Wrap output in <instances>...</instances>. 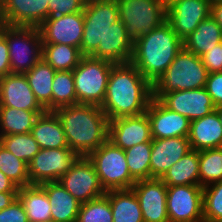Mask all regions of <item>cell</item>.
I'll use <instances>...</instances> for the list:
<instances>
[{
  "label": "cell",
  "mask_w": 222,
  "mask_h": 222,
  "mask_svg": "<svg viewBox=\"0 0 222 222\" xmlns=\"http://www.w3.org/2000/svg\"><path fill=\"white\" fill-rule=\"evenodd\" d=\"M215 110L217 112V115L219 117L220 123L222 125V106L216 107Z\"/></svg>",
  "instance_id": "48"
},
{
  "label": "cell",
  "mask_w": 222,
  "mask_h": 222,
  "mask_svg": "<svg viewBox=\"0 0 222 222\" xmlns=\"http://www.w3.org/2000/svg\"><path fill=\"white\" fill-rule=\"evenodd\" d=\"M51 205V220L54 222H76L81 203L78 202L59 181L40 184Z\"/></svg>",
  "instance_id": "24"
},
{
  "label": "cell",
  "mask_w": 222,
  "mask_h": 222,
  "mask_svg": "<svg viewBox=\"0 0 222 222\" xmlns=\"http://www.w3.org/2000/svg\"><path fill=\"white\" fill-rule=\"evenodd\" d=\"M119 19L126 33L134 42L166 21V5L163 0H116Z\"/></svg>",
  "instance_id": "9"
},
{
  "label": "cell",
  "mask_w": 222,
  "mask_h": 222,
  "mask_svg": "<svg viewBox=\"0 0 222 222\" xmlns=\"http://www.w3.org/2000/svg\"><path fill=\"white\" fill-rule=\"evenodd\" d=\"M113 222H144L137 196L132 189L110 190Z\"/></svg>",
  "instance_id": "30"
},
{
  "label": "cell",
  "mask_w": 222,
  "mask_h": 222,
  "mask_svg": "<svg viewBox=\"0 0 222 222\" xmlns=\"http://www.w3.org/2000/svg\"><path fill=\"white\" fill-rule=\"evenodd\" d=\"M210 11L211 4L207 0H176L166 7V20L177 36L184 40L210 16Z\"/></svg>",
  "instance_id": "14"
},
{
  "label": "cell",
  "mask_w": 222,
  "mask_h": 222,
  "mask_svg": "<svg viewBox=\"0 0 222 222\" xmlns=\"http://www.w3.org/2000/svg\"><path fill=\"white\" fill-rule=\"evenodd\" d=\"M58 181L81 204L106 194L87 156H80Z\"/></svg>",
  "instance_id": "12"
},
{
  "label": "cell",
  "mask_w": 222,
  "mask_h": 222,
  "mask_svg": "<svg viewBox=\"0 0 222 222\" xmlns=\"http://www.w3.org/2000/svg\"><path fill=\"white\" fill-rule=\"evenodd\" d=\"M146 114L151 124L153 139L189 136L191 121L168 109L159 99L152 98Z\"/></svg>",
  "instance_id": "17"
},
{
  "label": "cell",
  "mask_w": 222,
  "mask_h": 222,
  "mask_svg": "<svg viewBox=\"0 0 222 222\" xmlns=\"http://www.w3.org/2000/svg\"><path fill=\"white\" fill-rule=\"evenodd\" d=\"M151 124L145 113L115 118L108 124V140L126 150L143 142H152Z\"/></svg>",
  "instance_id": "16"
},
{
  "label": "cell",
  "mask_w": 222,
  "mask_h": 222,
  "mask_svg": "<svg viewBox=\"0 0 222 222\" xmlns=\"http://www.w3.org/2000/svg\"><path fill=\"white\" fill-rule=\"evenodd\" d=\"M203 220L222 221V181L203 187Z\"/></svg>",
  "instance_id": "39"
},
{
  "label": "cell",
  "mask_w": 222,
  "mask_h": 222,
  "mask_svg": "<svg viewBox=\"0 0 222 222\" xmlns=\"http://www.w3.org/2000/svg\"><path fill=\"white\" fill-rule=\"evenodd\" d=\"M86 0H45L48 17L69 15L84 10Z\"/></svg>",
  "instance_id": "40"
},
{
  "label": "cell",
  "mask_w": 222,
  "mask_h": 222,
  "mask_svg": "<svg viewBox=\"0 0 222 222\" xmlns=\"http://www.w3.org/2000/svg\"><path fill=\"white\" fill-rule=\"evenodd\" d=\"M207 93L211 96L215 107L222 106V73H209L205 84Z\"/></svg>",
  "instance_id": "42"
},
{
  "label": "cell",
  "mask_w": 222,
  "mask_h": 222,
  "mask_svg": "<svg viewBox=\"0 0 222 222\" xmlns=\"http://www.w3.org/2000/svg\"><path fill=\"white\" fill-rule=\"evenodd\" d=\"M18 192H0V210L8 207L16 198Z\"/></svg>",
  "instance_id": "46"
},
{
  "label": "cell",
  "mask_w": 222,
  "mask_h": 222,
  "mask_svg": "<svg viewBox=\"0 0 222 222\" xmlns=\"http://www.w3.org/2000/svg\"><path fill=\"white\" fill-rule=\"evenodd\" d=\"M0 107L46 111L32 92L25 74L11 73L0 78Z\"/></svg>",
  "instance_id": "20"
},
{
  "label": "cell",
  "mask_w": 222,
  "mask_h": 222,
  "mask_svg": "<svg viewBox=\"0 0 222 222\" xmlns=\"http://www.w3.org/2000/svg\"><path fill=\"white\" fill-rule=\"evenodd\" d=\"M105 191L131 189L135 180L131 177L125 151L106 140L88 156Z\"/></svg>",
  "instance_id": "7"
},
{
  "label": "cell",
  "mask_w": 222,
  "mask_h": 222,
  "mask_svg": "<svg viewBox=\"0 0 222 222\" xmlns=\"http://www.w3.org/2000/svg\"><path fill=\"white\" fill-rule=\"evenodd\" d=\"M0 222H29L26 211L18 198L8 207L0 210Z\"/></svg>",
  "instance_id": "41"
},
{
  "label": "cell",
  "mask_w": 222,
  "mask_h": 222,
  "mask_svg": "<svg viewBox=\"0 0 222 222\" xmlns=\"http://www.w3.org/2000/svg\"><path fill=\"white\" fill-rule=\"evenodd\" d=\"M168 109L190 121L202 118L215 110V105L205 87L193 90L173 91L159 99Z\"/></svg>",
  "instance_id": "18"
},
{
  "label": "cell",
  "mask_w": 222,
  "mask_h": 222,
  "mask_svg": "<svg viewBox=\"0 0 222 222\" xmlns=\"http://www.w3.org/2000/svg\"><path fill=\"white\" fill-rule=\"evenodd\" d=\"M174 1H176V0H163V2L165 3L166 7H167L170 3L174 2Z\"/></svg>",
  "instance_id": "50"
},
{
  "label": "cell",
  "mask_w": 222,
  "mask_h": 222,
  "mask_svg": "<svg viewBox=\"0 0 222 222\" xmlns=\"http://www.w3.org/2000/svg\"><path fill=\"white\" fill-rule=\"evenodd\" d=\"M11 74L9 49L6 38L0 33V78Z\"/></svg>",
  "instance_id": "44"
},
{
  "label": "cell",
  "mask_w": 222,
  "mask_h": 222,
  "mask_svg": "<svg viewBox=\"0 0 222 222\" xmlns=\"http://www.w3.org/2000/svg\"><path fill=\"white\" fill-rule=\"evenodd\" d=\"M188 140L192 150L220 148L222 125L216 110L202 118L191 121Z\"/></svg>",
  "instance_id": "23"
},
{
  "label": "cell",
  "mask_w": 222,
  "mask_h": 222,
  "mask_svg": "<svg viewBox=\"0 0 222 222\" xmlns=\"http://www.w3.org/2000/svg\"><path fill=\"white\" fill-rule=\"evenodd\" d=\"M133 43L126 33L125 25L119 19L110 25L103 47H98L91 56L114 64L128 63L132 59Z\"/></svg>",
  "instance_id": "22"
},
{
  "label": "cell",
  "mask_w": 222,
  "mask_h": 222,
  "mask_svg": "<svg viewBox=\"0 0 222 222\" xmlns=\"http://www.w3.org/2000/svg\"><path fill=\"white\" fill-rule=\"evenodd\" d=\"M83 14L80 52L82 56H91L98 47H103L110 25L119 20V8L116 0H86Z\"/></svg>",
  "instance_id": "8"
},
{
  "label": "cell",
  "mask_w": 222,
  "mask_h": 222,
  "mask_svg": "<svg viewBox=\"0 0 222 222\" xmlns=\"http://www.w3.org/2000/svg\"><path fill=\"white\" fill-rule=\"evenodd\" d=\"M38 28L43 44H67L80 49L84 28L83 11L48 17Z\"/></svg>",
  "instance_id": "13"
},
{
  "label": "cell",
  "mask_w": 222,
  "mask_h": 222,
  "mask_svg": "<svg viewBox=\"0 0 222 222\" xmlns=\"http://www.w3.org/2000/svg\"><path fill=\"white\" fill-rule=\"evenodd\" d=\"M153 98V85L131 63L112 66L102 111L108 120L146 112Z\"/></svg>",
  "instance_id": "1"
},
{
  "label": "cell",
  "mask_w": 222,
  "mask_h": 222,
  "mask_svg": "<svg viewBox=\"0 0 222 222\" xmlns=\"http://www.w3.org/2000/svg\"><path fill=\"white\" fill-rule=\"evenodd\" d=\"M0 171L19 188L30 185L28 164L17 158L0 143Z\"/></svg>",
  "instance_id": "37"
},
{
  "label": "cell",
  "mask_w": 222,
  "mask_h": 222,
  "mask_svg": "<svg viewBox=\"0 0 222 222\" xmlns=\"http://www.w3.org/2000/svg\"><path fill=\"white\" fill-rule=\"evenodd\" d=\"M55 73L56 70L43 59L25 73L32 92L46 111H52V84Z\"/></svg>",
  "instance_id": "28"
},
{
  "label": "cell",
  "mask_w": 222,
  "mask_h": 222,
  "mask_svg": "<svg viewBox=\"0 0 222 222\" xmlns=\"http://www.w3.org/2000/svg\"><path fill=\"white\" fill-rule=\"evenodd\" d=\"M204 66L207 68L208 73L222 71V42L217 44L210 51L200 56Z\"/></svg>",
  "instance_id": "43"
},
{
  "label": "cell",
  "mask_w": 222,
  "mask_h": 222,
  "mask_svg": "<svg viewBox=\"0 0 222 222\" xmlns=\"http://www.w3.org/2000/svg\"><path fill=\"white\" fill-rule=\"evenodd\" d=\"M166 207L170 222H204L203 187L167 186Z\"/></svg>",
  "instance_id": "11"
},
{
  "label": "cell",
  "mask_w": 222,
  "mask_h": 222,
  "mask_svg": "<svg viewBox=\"0 0 222 222\" xmlns=\"http://www.w3.org/2000/svg\"><path fill=\"white\" fill-rule=\"evenodd\" d=\"M46 111H26L0 107V137L30 133L36 119Z\"/></svg>",
  "instance_id": "31"
},
{
  "label": "cell",
  "mask_w": 222,
  "mask_h": 222,
  "mask_svg": "<svg viewBox=\"0 0 222 222\" xmlns=\"http://www.w3.org/2000/svg\"><path fill=\"white\" fill-rule=\"evenodd\" d=\"M138 198L144 222H170L167 214V185L157 178L136 181L131 188Z\"/></svg>",
  "instance_id": "15"
},
{
  "label": "cell",
  "mask_w": 222,
  "mask_h": 222,
  "mask_svg": "<svg viewBox=\"0 0 222 222\" xmlns=\"http://www.w3.org/2000/svg\"><path fill=\"white\" fill-rule=\"evenodd\" d=\"M113 65L114 63L92 56L81 57L73 70L77 104L101 107Z\"/></svg>",
  "instance_id": "6"
},
{
  "label": "cell",
  "mask_w": 222,
  "mask_h": 222,
  "mask_svg": "<svg viewBox=\"0 0 222 222\" xmlns=\"http://www.w3.org/2000/svg\"><path fill=\"white\" fill-rule=\"evenodd\" d=\"M161 180L167 186L200 185L199 151L190 150L168 169Z\"/></svg>",
  "instance_id": "29"
},
{
  "label": "cell",
  "mask_w": 222,
  "mask_h": 222,
  "mask_svg": "<svg viewBox=\"0 0 222 222\" xmlns=\"http://www.w3.org/2000/svg\"><path fill=\"white\" fill-rule=\"evenodd\" d=\"M30 133L40 149L69 148L62 124L53 111L41 114Z\"/></svg>",
  "instance_id": "25"
},
{
  "label": "cell",
  "mask_w": 222,
  "mask_h": 222,
  "mask_svg": "<svg viewBox=\"0 0 222 222\" xmlns=\"http://www.w3.org/2000/svg\"><path fill=\"white\" fill-rule=\"evenodd\" d=\"M220 42H222L221 26L208 16L183 40V45L187 51L200 57Z\"/></svg>",
  "instance_id": "26"
},
{
  "label": "cell",
  "mask_w": 222,
  "mask_h": 222,
  "mask_svg": "<svg viewBox=\"0 0 222 222\" xmlns=\"http://www.w3.org/2000/svg\"><path fill=\"white\" fill-rule=\"evenodd\" d=\"M210 16L221 26L222 29V2L211 5Z\"/></svg>",
  "instance_id": "47"
},
{
  "label": "cell",
  "mask_w": 222,
  "mask_h": 222,
  "mask_svg": "<svg viewBox=\"0 0 222 222\" xmlns=\"http://www.w3.org/2000/svg\"><path fill=\"white\" fill-rule=\"evenodd\" d=\"M211 5L215 3H221L222 0H207Z\"/></svg>",
  "instance_id": "49"
},
{
  "label": "cell",
  "mask_w": 222,
  "mask_h": 222,
  "mask_svg": "<svg viewBox=\"0 0 222 222\" xmlns=\"http://www.w3.org/2000/svg\"><path fill=\"white\" fill-rule=\"evenodd\" d=\"M81 57L77 47L67 44H42V59L56 71H73Z\"/></svg>",
  "instance_id": "32"
},
{
  "label": "cell",
  "mask_w": 222,
  "mask_h": 222,
  "mask_svg": "<svg viewBox=\"0 0 222 222\" xmlns=\"http://www.w3.org/2000/svg\"><path fill=\"white\" fill-rule=\"evenodd\" d=\"M0 143L27 164L40 151V147L31 133L4 135L0 137Z\"/></svg>",
  "instance_id": "36"
},
{
  "label": "cell",
  "mask_w": 222,
  "mask_h": 222,
  "mask_svg": "<svg viewBox=\"0 0 222 222\" xmlns=\"http://www.w3.org/2000/svg\"><path fill=\"white\" fill-rule=\"evenodd\" d=\"M47 18L45 0H0V23L38 28Z\"/></svg>",
  "instance_id": "19"
},
{
  "label": "cell",
  "mask_w": 222,
  "mask_h": 222,
  "mask_svg": "<svg viewBox=\"0 0 222 222\" xmlns=\"http://www.w3.org/2000/svg\"><path fill=\"white\" fill-rule=\"evenodd\" d=\"M208 74L201 58L183 47L153 84V98L160 99L164 94L173 91L203 88Z\"/></svg>",
  "instance_id": "4"
},
{
  "label": "cell",
  "mask_w": 222,
  "mask_h": 222,
  "mask_svg": "<svg viewBox=\"0 0 222 222\" xmlns=\"http://www.w3.org/2000/svg\"><path fill=\"white\" fill-rule=\"evenodd\" d=\"M79 157L70 148L40 149L28 164L30 185L58 181Z\"/></svg>",
  "instance_id": "10"
},
{
  "label": "cell",
  "mask_w": 222,
  "mask_h": 222,
  "mask_svg": "<svg viewBox=\"0 0 222 222\" xmlns=\"http://www.w3.org/2000/svg\"><path fill=\"white\" fill-rule=\"evenodd\" d=\"M76 222H113L110 190L99 198L81 204Z\"/></svg>",
  "instance_id": "38"
},
{
  "label": "cell",
  "mask_w": 222,
  "mask_h": 222,
  "mask_svg": "<svg viewBox=\"0 0 222 222\" xmlns=\"http://www.w3.org/2000/svg\"><path fill=\"white\" fill-rule=\"evenodd\" d=\"M40 222H54V221H52V220H49V221H40Z\"/></svg>",
  "instance_id": "51"
},
{
  "label": "cell",
  "mask_w": 222,
  "mask_h": 222,
  "mask_svg": "<svg viewBox=\"0 0 222 222\" xmlns=\"http://www.w3.org/2000/svg\"><path fill=\"white\" fill-rule=\"evenodd\" d=\"M0 33L7 41L12 74H25L42 59L39 28L0 23Z\"/></svg>",
  "instance_id": "5"
},
{
  "label": "cell",
  "mask_w": 222,
  "mask_h": 222,
  "mask_svg": "<svg viewBox=\"0 0 222 222\" xmlns=\"http://www.w3.org/2000/svg\"><path fill=\"white\" fill-rule=\"evenodd\" d=\"M124 151L131 177L135 181L150 179L151 142H143Z\"/></svg>",
  "instance_id": "34"
},
{
  "label": "cell",
  "mask_w": 222,
  "mask_h": 222,
  "mask_svg": "<svg viewBox=\"0 0 222 222\" xmlns=\"http://www.w3.org/2000/svg\"><path fill=\"white\" fill-rule=\"evenodd\" d=\"M222 181V149L199 151V183L201 187Z\"/></svg>",
  "instance_id": "35"
},
{
  "label": "cell",
  "mask_w": 222,
  "mask_h": 222,
  "mask_svg": "<svg viewBox=\"0 0 222 222\" xmlns=\"http://www.w3.org/2000/svg\"><path fill=\"white\" fill-rule=\"evenodd\" d=\"M52 90V111L77 104L73 71H56Z\"/></svg>",
  "instance_id": "33"
},
{
  "label": "cell",
  "mask_w": 222,
  "mask_h": 222,
  "mask_svg": "<svg viewBox=\"0 0 222 222\" xmlns=\"http://www.w3.org/2000/svg\"><path fill=\"white\" fill-rule=\"evenodd\" d=\"M183 47V40L166 20L134 41L131 63L153 85Z\"/></svg>",
  "instance_id": "3"
},
{
  "label": "cell",
  "mask_w": 222,
  "mask_h": 222,
  "mask_svg": "<svg viewBox=\"0 0 222 222\" xmlns=\"http://www.w3.org/2000/svg\"><path fill=\"white\" fill-rule=\"evenodd\" d=\"M191 149L188 137L152 139L150 179H161L168 169Z\"/></svg>",
  "instance_id": "21"
},
{
  "label": "cell",
  "mask_w": 222,
  "mask_h": 222,
  "mask_svg": "<svg viewBox=\"0 0 222 222\" xmlns=\"http://www.w3.org/2000/svg\"><path fill=\"white\" fill-rule=\"evenodd\" d=\"M59 118L69 148L88 156L108 139L109 120L99 106L76 104L53 111Z\"/></svg>",
  "instance_id": "2"
},
{
  "label": "cell",
  "mask_w": 222,
  "mask_h": 222,
  "mask_svg": "<svg viewBox=\"0 0 222 222\" xmlns=\"http://www.w3.org/2000/svg\"><path fill=\"white\" fill-rule=\"evenodd\" d=\"M17 198L26 211L29 222L51 220V205L40 185H28L18 189Z\"/></svg>",
  "instance_id": "27"
},
{
  "label": "cell",
  "mask_w": 222,
  "mask_h": 222,
  "mask_svg": "<svg viewBox=\"0 0 222 222\" xmlns=\"http://www.w3.org/2000/svg\"><path fill=\"white\" fill-rule=\"evenodd\" d=\"M19 187L0 171V192H18Z\"/></svg>",
  "instance_id": "45"
}]
</instances>
